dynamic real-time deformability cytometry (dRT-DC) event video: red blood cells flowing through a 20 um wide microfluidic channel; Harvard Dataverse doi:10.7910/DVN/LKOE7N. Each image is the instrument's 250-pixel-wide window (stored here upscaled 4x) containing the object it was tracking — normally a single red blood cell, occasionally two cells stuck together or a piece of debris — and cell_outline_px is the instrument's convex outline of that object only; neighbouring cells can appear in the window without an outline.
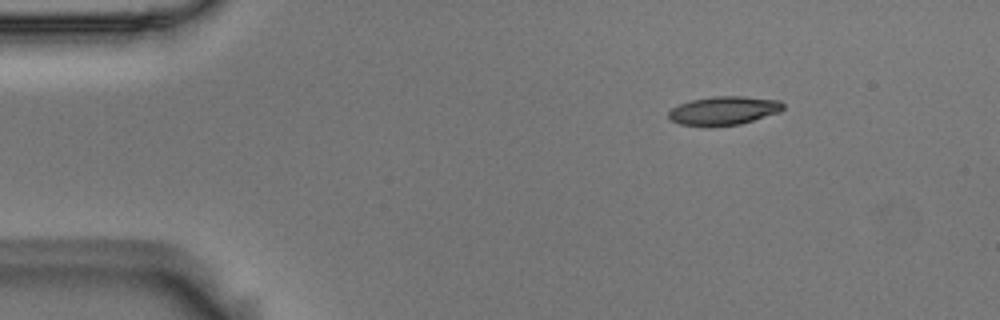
{"species": "Egyptian fruit bat (a non-hibernating species)", "species_latin": "Rousettus aegyptiacus", "temperature_condition": "room temperature", "stored_images_in_passage": 7, "camera_frame_rate_fps": 3000, "um_per_image_px": 0.085, "animal": {"sex": "male"}, "frame": {"image": 1, "passage_image": 1, "time_ms": 0.0, "image_size_px": [1000, 320], "cell_outline_px": [[784, 108], [780, 112], [740, 124], [680, 124], [672, 120], [668, 116], [668, 112], [672, 108], [680, 104], [692, 100], [712, 96], [740, 96], [780, 100], [784, 104]], "centroid_in_image_um": [61.57, 9.36], "position_along_channel_um": 23.4, "area_um2": 18.5}}